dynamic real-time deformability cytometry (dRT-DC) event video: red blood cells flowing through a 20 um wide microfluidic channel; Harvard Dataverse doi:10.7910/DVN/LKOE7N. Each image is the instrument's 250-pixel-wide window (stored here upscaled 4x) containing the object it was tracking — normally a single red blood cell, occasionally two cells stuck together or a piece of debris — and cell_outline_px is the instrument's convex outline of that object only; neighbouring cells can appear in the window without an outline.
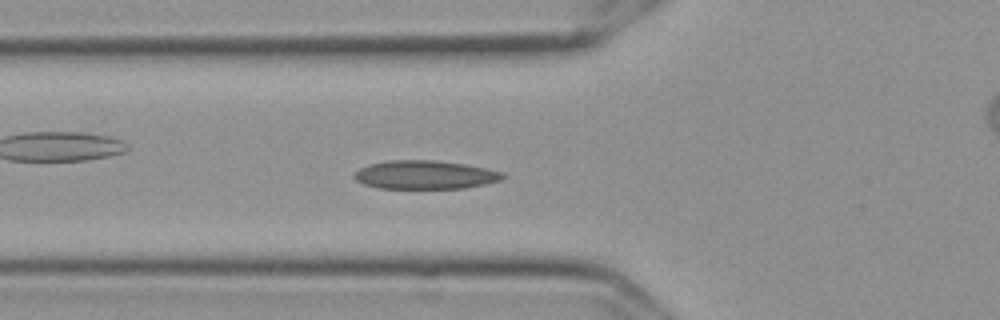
{"species": "Egyptian fruit bat (a non-hibernating species)", "species_latin": "Rousettus aegyptiacus", "temperature_condition": "cold", "stored_images_in_passage": 51, "segment_of_instrument_passage": [1, 2], "camera_frame_rate_fps": 3000, "um_per_image_px": 0.085, "frame": {"image": 1, "passage_image": 14, "time_ms": 4.333, "image_size_px": [1000, 320], "cell_outline_px": [[504, 176], [500, 180], [484, 184], [464, 188], [376, 188], [364, 184], [356, 180], [352, 176], [360, 168], [368, 164], [388, 160], [432, 160], [464, 164], [484, 168], [500, 172]], "centroid_in_image_um": [36.05, 14.86], "position_along_channel_um": 89.7, "area_um2": 24.45}}
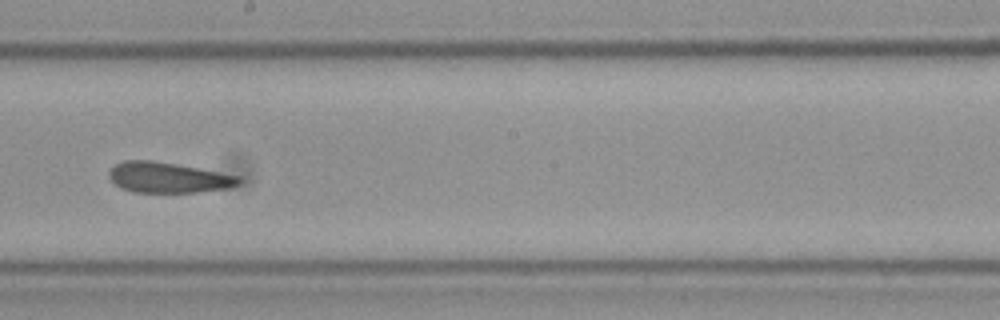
{"frame": {"image": 2, "passage_image": 26, "time_ms": 8.333, "image_size_px": [1000, 320], "cell_outline_px": [[244, 180], [240, 184], [232, 188], [196, 192], [132, 192], [120, 188], [108, 176], [108, 172], [116, 164], [124, 160], [152, 160], [240, 176]], "centroid_in_image_um": [14.32, 15.1], "position_along_channel_um": 233.9, "area_um2": 23.06}}
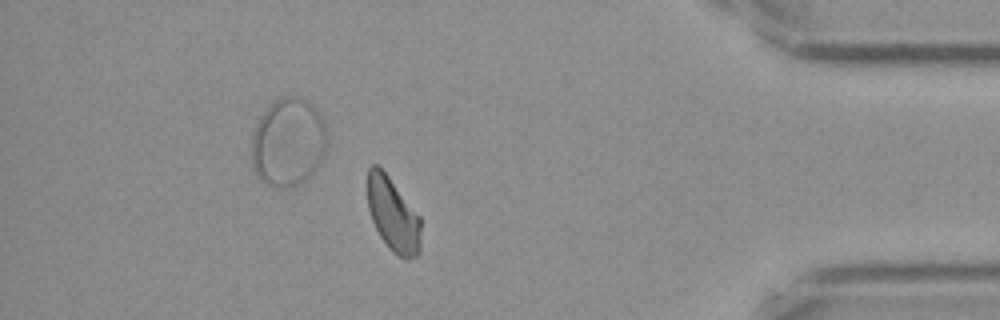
{"frame": {"image": 3, "passage_image": 43, "time_ms": 14.0, "image_size_px": [1000, 320], "cell_outline_px": [[420, 252], [416, 256], [408, 260], [404, 260], [392, 252], [380, 236], [372, 220], [368, 208], [368, 168], [372, 164], [376, 164], [388, 176], [420, 216]], "centroid_in_image_um": [33.41, 18.29], "position_along_channel_um": 401.8, "area_um2": 22.89}}